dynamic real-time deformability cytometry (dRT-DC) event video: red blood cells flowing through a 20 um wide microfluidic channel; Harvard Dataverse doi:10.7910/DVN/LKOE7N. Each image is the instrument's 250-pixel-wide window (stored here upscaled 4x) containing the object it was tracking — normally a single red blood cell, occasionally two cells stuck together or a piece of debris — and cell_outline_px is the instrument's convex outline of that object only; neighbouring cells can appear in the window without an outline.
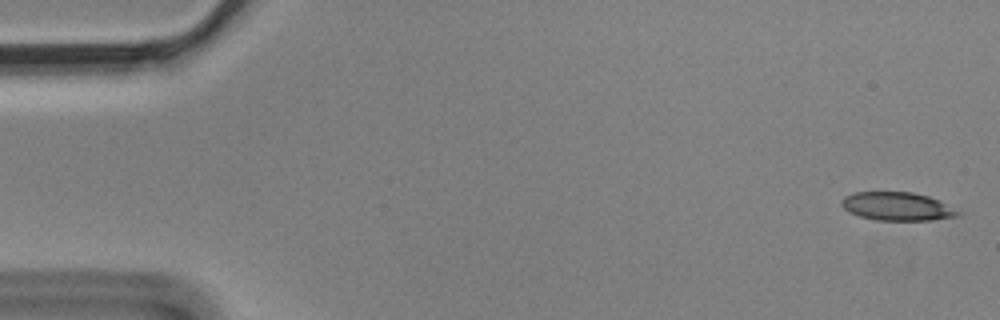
{"species": "Egyptian fruit bat (a non-hibernating species)", "species_latin": "Rousettus aegyptiacus", "temperature_condition": "cold", "stored_images_in_passage": 6, "camera_frame_rate_fps": 3000, "um_per_image_px": 0.085, "animal": {"sex": "male"}, "frame": {"image": 1, "passage_image": 1, "time_ms": 0.0, "image_size_px": [1000, 320], "cell_outline_px": [[964, 212], [960, 216], [932, 220], [876, 220], [860, 216], [848, 212], [840, 204], [840, 200], [844, 196], [852, 192], [912, 192], [928, 196], [940, 200]], "centroid_in_image_um": [76.3, 17.54], "position_along_channel_um": 8.7, "area_um2": 19.59}}
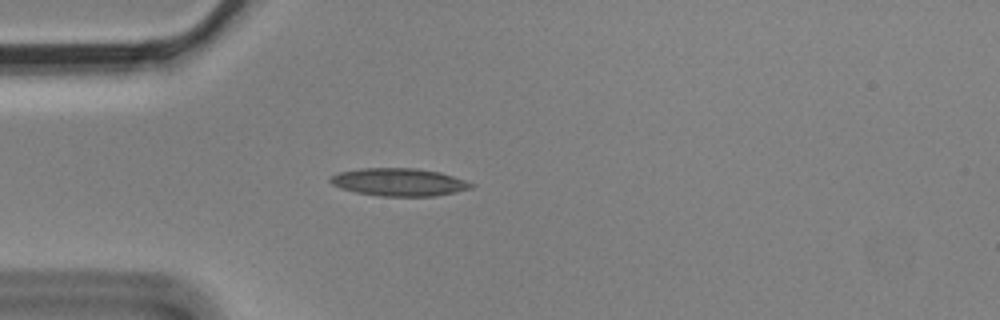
{"frame": {"image": 2, "passage_image": 5, "time_ms": 1.333, "image_size_px": [1000, 320], "cell_outline_px": [[476, 184], [472, 188], [456, 192], [436, 196], [384, 196], [356, 192], [340, 188], [332, 184], [328, 180], [332, 176], [340, 172], [360, 168], [416, 168], [440, 172]], "centroid_in_image_um": [33.93, 15.48], "position_along_channel_um": 51.1, "area_um2": 22.72}}